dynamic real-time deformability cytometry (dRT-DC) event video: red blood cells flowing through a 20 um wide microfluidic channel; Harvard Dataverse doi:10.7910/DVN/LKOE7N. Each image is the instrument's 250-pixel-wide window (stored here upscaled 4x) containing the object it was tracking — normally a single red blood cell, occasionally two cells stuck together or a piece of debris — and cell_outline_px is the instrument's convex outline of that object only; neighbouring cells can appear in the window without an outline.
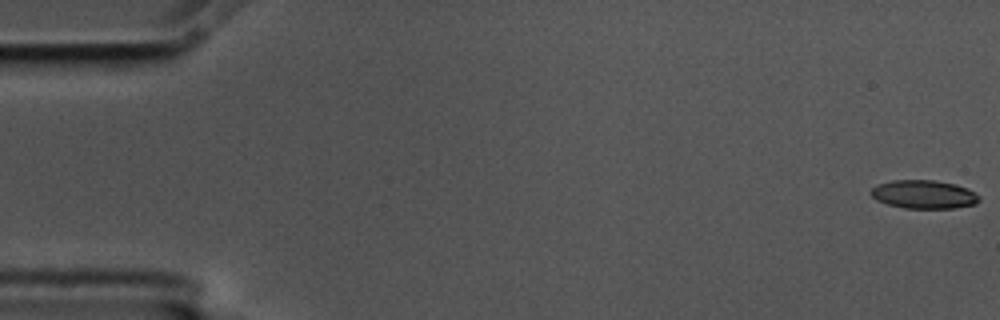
{"species": "common noctule bat (a hibernating species)", "species_latin": "Nyctalus noctula", "temperature_condition": "cold", "stored_images_in_passage": 57, "camera_frame_rate_fps": 3000, "um_per_image_px": 0.085, "animal": {"sex": "male", "body_mass_g": 17.5, "forearm_length_mm": 52.3}, "frame": {"image": 1, "passage_image": 1, "time_ms": 0.0, "image_size_px": [1000, 320], "cell_outline_px": [[980, 200], [976, 204], [952, 208], [904, 208], [888, 204], [876, 200], [872, 196], [872, 188], [876, 184], [892, 180], [936, 180], [956, 184], [968, 188], [980, 196]], "centroid_in_image_um": [78.55, 16.51], "position_along_channel_um": 6.5, "area_um2": 18.03}}
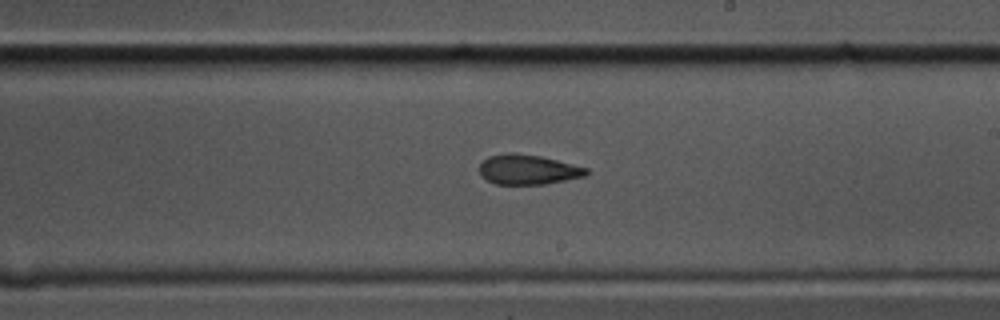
{"frame": {"image": 2, "passage_image": 33, "time_ms": 10.667, "image_size_px": [1000, 320], "cell_outline_px": [[588, 172], [584, 176], [544, 184], [496, 184], [488, 180], [480, 172], [480, 164], [488, 156], [508, 152], [516, 152], [540, 156], [588, 168]], "centroid_in_image_um": [44.86, 14.4], "position_along_channel_um": 244.1, "area_um2": 18.38}}
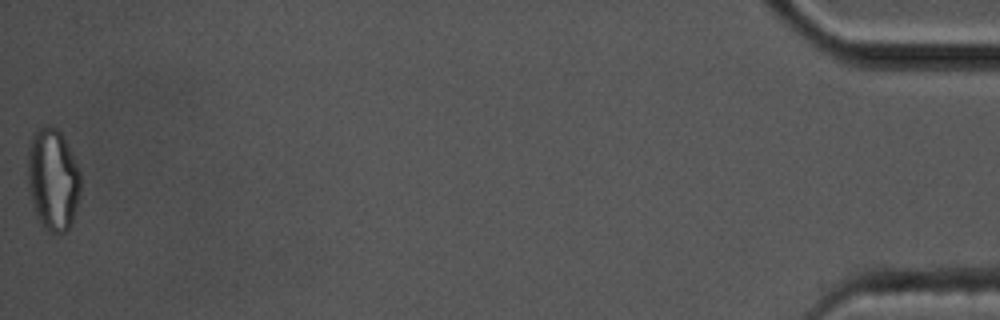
{"frame": {"image": 3, "passage_image": 57, "time_ms": 18.667, "image_size_px": [1000, 320], "cell_outline_px": [[80, 192], [72, 224], [64, 232], [48, 232], [40, 224], [36, 216], [28, 192], [28, 144], [36, 128], [44, 124], [48, 124], [56, 128], [64, 136], [72, 152], [80, 172]], "centroid_in_image_um": [4.48, 15.22], "position_along_channel_um": 430.7, "area_um2": 32.02}, "authors_computed_cell_mechanics": {"area_um2": 19.074, "velocity_mm_per_s": 3.5669, "shape_relaxation_time_tau1_ms": null, "shape_relaxation_time_tau2_ms": 2.9499, "deformation_change_tau1": null, "deformation_change_tau2": 0.1023}}